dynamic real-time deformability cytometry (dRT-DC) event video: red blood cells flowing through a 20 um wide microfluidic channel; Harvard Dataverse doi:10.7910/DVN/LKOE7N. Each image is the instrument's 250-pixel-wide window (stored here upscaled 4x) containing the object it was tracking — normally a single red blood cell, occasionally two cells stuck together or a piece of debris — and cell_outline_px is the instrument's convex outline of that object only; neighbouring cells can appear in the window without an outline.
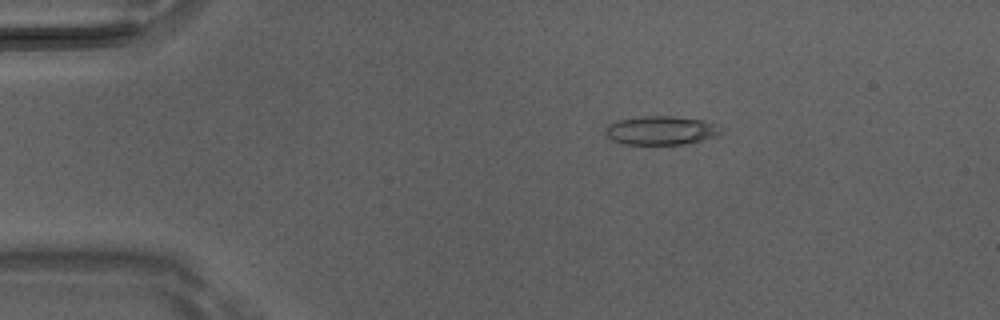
{"species": "Egyptian fruit bat (a non-hibernating species)", "species_latin": "Rousettus aegyptiacus", "temperature_condition": "room temperature", "stored_images_in_passage": 5, "camera_frame_rate_fps": 3000, "um_per_image_px": 0.085, "animal": {"sex": "male"}, "frame": {"image": 1, "passage_image": 2, "time_ms": 0.333, "image_size_px": [1000, 320], "cell_outline_px": [[720, 132], [716, 136], [684, 144], [624, 144], [612, 140], [604, 132], [604, 128], [608, 124], [620, 120], [640, 116], [672, 116], [704, 120], [716, 124]], "centroid_in_image_um": [56.13, 11.08], "position_along_channel_um": 28.9, "area_um2": 19.19}}
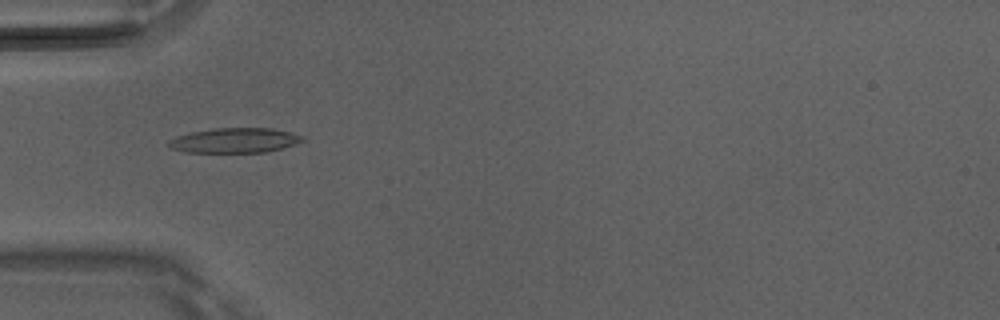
{"frame": {"image": 2, "passage_image": 4, "time_ms": 1.0, "image_size_px": [1000, 320], "cell_outline_px": [[304, 140], [296, 144], [264, 152], [184, 152], [172, 148], [168, 144], [168, 140], [176, 136], [192, 132], [212, 128], [272, 128], [304, 136]], "centroid_in_image_um": [19.93, 11.93], "position_along_channel_um": 65.1, "area_um2": 19.25}}